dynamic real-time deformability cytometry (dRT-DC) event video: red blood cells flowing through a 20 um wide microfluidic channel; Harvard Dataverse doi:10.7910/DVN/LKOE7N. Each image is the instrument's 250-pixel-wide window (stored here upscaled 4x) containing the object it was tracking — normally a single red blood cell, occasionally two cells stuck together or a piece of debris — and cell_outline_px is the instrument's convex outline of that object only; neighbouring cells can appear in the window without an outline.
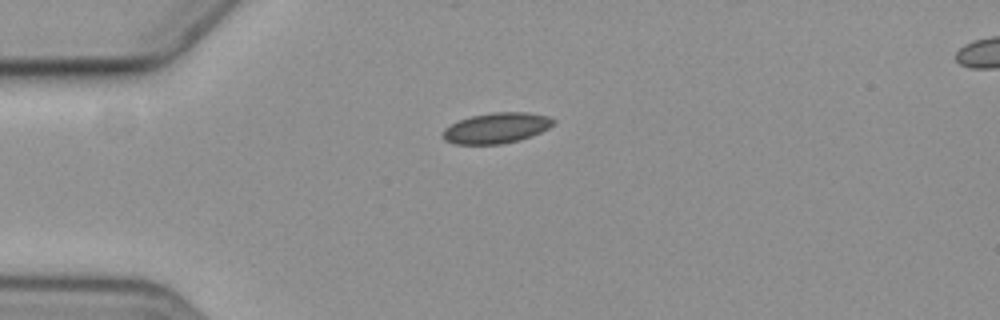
{"species": "common noctule bat (a hibernating species)", "species_latin": "Nyctalus noctula", "temperature_condition": "cold", "stored_images_in_passage": 2, "camera_frame_rate_fps": 3000, "um_per_image_px": 0.085, "animal": {"sex": "female", "body_mass_g": 19.3, "forearm_length_mm": 54.1}, "frame": {"image": 1, "passage_image": 2, "time_ms": 2.333, "image_size_px": [1000, 320], "cell_outline_px": [[556, 124], [540, 132], [520, 140], [500, 144], [456, 144], [444, 140], [440, 136], [444, 128], [460, 120], [472, 116], [492, 112], [528, 112], [548, 116], [556, 120]], "centroid_in_image_um": [42.2, 10.88], "position_along_channel_um": 42.8, "area_um2": 19.77}}